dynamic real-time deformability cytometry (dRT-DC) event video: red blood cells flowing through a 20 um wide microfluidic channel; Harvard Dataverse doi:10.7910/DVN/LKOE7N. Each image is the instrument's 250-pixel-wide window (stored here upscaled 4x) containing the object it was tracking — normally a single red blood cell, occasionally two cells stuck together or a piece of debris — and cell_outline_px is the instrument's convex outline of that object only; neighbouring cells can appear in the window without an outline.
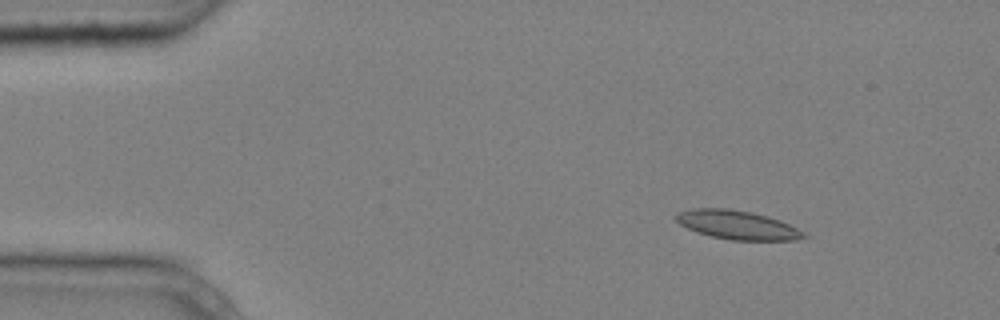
{"species": "common noctule bat (a hibernating species)", "species_latin": "Nyctalus noctula", "temperature_condition": "cold", "stored_images_in_passage": 3, "camera_frame_rate_fps": 3000, "um_per_image_px": 0.085, "animal": {"sex": "male", "body_mass_g": 20.4}, "frame": {"image": 1, "passage_image": 1, "time_ms": 0.0, "image_size_px": [1000, 320], "cell_outline_px": [[812, 236], [796, 240], [732, 240], [712, 236], [696, 232], [680, 224], [672, 216], [680, 212], [692, 208], [728, 208], [752, 212], [768, 216], [780, 220]], "centroid_in_image_um": [62.69, 19.11], "position_along_channel_um": 22.3, "area_um2": 21.56}}